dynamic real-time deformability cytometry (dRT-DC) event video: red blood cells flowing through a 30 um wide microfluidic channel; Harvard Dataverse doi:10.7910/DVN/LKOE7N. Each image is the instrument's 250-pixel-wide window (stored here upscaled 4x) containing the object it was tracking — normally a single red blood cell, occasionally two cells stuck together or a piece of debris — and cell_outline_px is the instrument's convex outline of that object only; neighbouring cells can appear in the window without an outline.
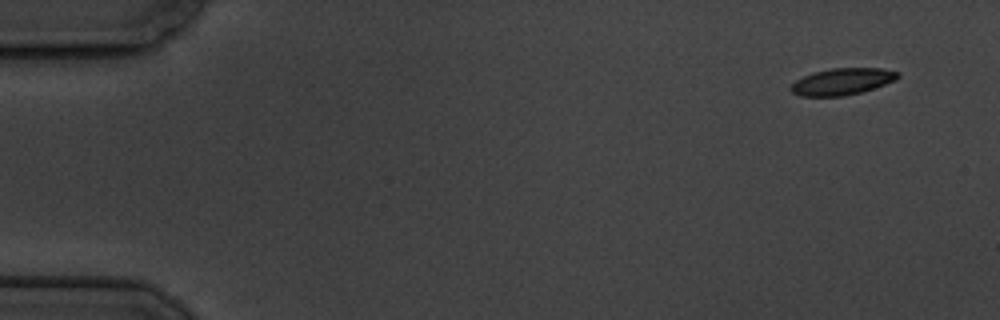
{"species": "common noctule bat (a hibernating species)", "species_latin": "Nyctalus noctula", "temperature_condition": "cold", "stored_images_in_passage": 5, "camera_frame_rate_fps": 3000, "um_per_image_px": 0.085, "animal": {"sex": "male", "body_mass_g": 19.5, "forearm_length_mm": 54.6}, "frame": {"image": 1, "passage_image": 1, "time_ms": 0.0, "image_size_px": [1000, 320], "cell_outline_px": [[900, 76], [896, 80], [860, 92], [844, 96], [800, 96], [792, 92], [788, 88], [796, 80], [812, 72], [832, 68], [880, 68], [900, 72]], "centroid_in_image_um": [71.57, 6.92], "position_along_channel_um": 13.4, "area_um2": 16.59}}
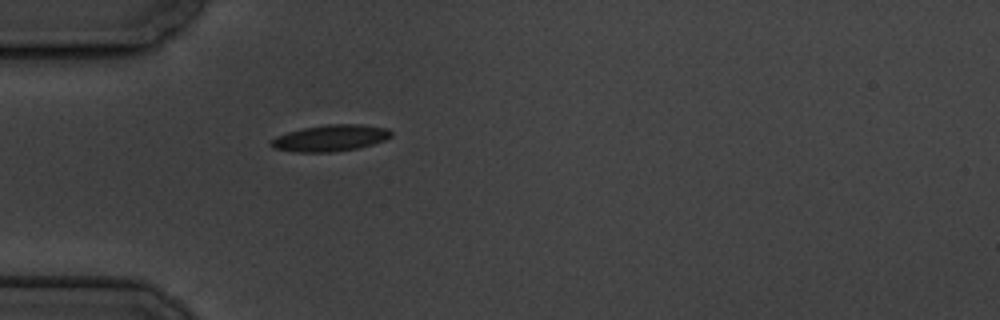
{"frame": {"image": 2, "passage_image": 5, "time_ms": 4.667, "image_size_px": [1000, 320], "cell_outline_px": [[392, 136], [384, 140], [360, 148], [332, 152], [296, 152], [272, 148], [268, 144], [276, 136], [288, 132], [304, 128], [328, 124], [360, 124], [388, 128], [392, 132]], "centroid_in_image_um": [28.08, 11.74], "position_along_channel_um": 56.9, "area_um2": 18.55}}